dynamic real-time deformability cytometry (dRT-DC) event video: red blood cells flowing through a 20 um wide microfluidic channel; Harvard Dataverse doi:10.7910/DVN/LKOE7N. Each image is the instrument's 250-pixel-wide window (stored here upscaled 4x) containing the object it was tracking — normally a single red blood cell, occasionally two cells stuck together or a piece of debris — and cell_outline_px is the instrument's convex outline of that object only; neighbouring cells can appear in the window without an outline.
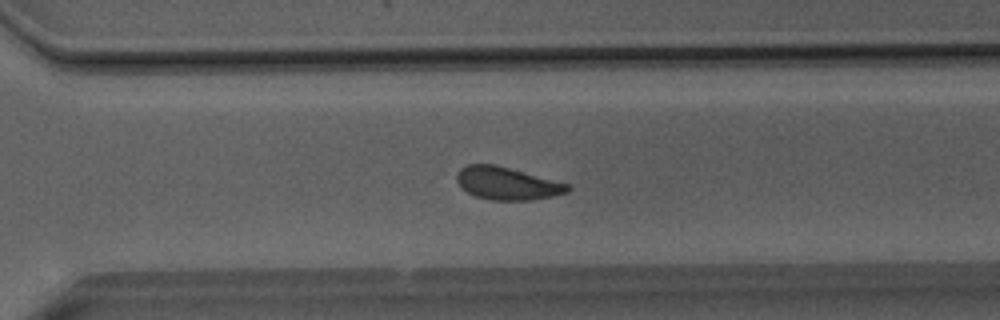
{"species": "Egyptian fruit bat (a non-hibernating species)", "species_latin": "Rousettus aegyptiacus", "temperature_condition": "room temperature", "stored_images_in_passage": 50, "camera_frame_rate_fps": 3000, "um_per_image_px": 0.085, "animal": {"sex": "male"}, "frame": {"image": 1, "passage_image": 36, "time_ms": 11.667, "image_size_px": [1000, 320], "cell_outline_px": [[572, 188], [568, 192], [552, 196], [532, 200], [488, 200], [476, 196], [460, 188], [456, 180], [456, 176], [460, 168], [468, 164], [496, 164], [572, 184]], "centroid_in_image_um": [43.13, 15.58], "position_along_channel_um": 327.5, "area_um2": 21.5}}
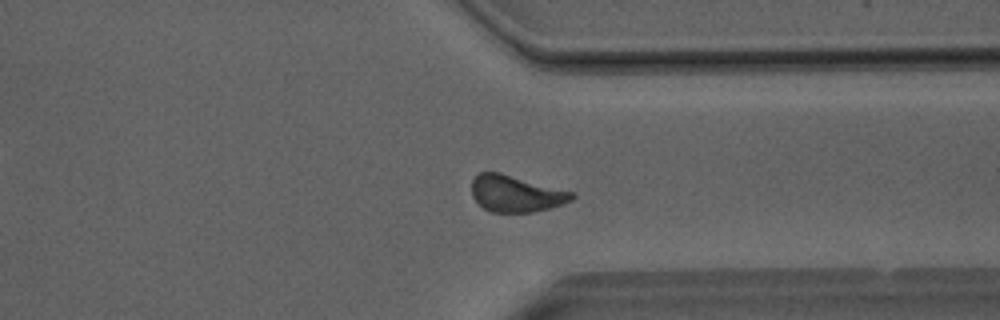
{"frame": {"image": 2, "passage_image": 39, "time_ms": 12.667, "image_size_px": [1000, 320], "cell_outline_px": [[576, 196], [572, 200], [548, 208], [532, 212], [492, 212], [484, 208], [472, 196], [472, 180], [480, 172], [500, 172], [576, 192]], "centroid_in_image_um": [43.87, 16.44], "position_along_channel_um": 367.5, "area_um2": 21.33}}
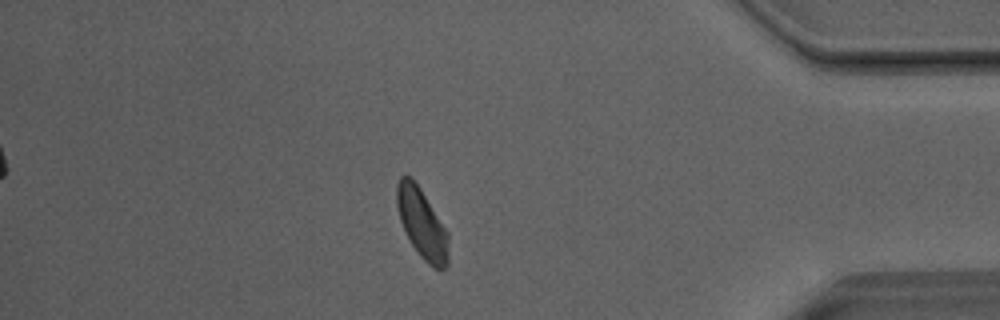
{"frame": {"image": 3, "passage_image": 44, "time_ms": 14.333, "image_size_px": [1000, 320], "cell_outline_px": [[448, 264], [444, 268], [432, 268], [420, 256], [412, 244], [400, 220], [396, 204], [396, 184], [400, 176], [408, 176], [420, 188], [448, 232]], "centroid_in_image_um": [35.86, 19.01], "position_along_channel_um": 399.3, "area_um2": 20.69}, "authors_computed_cell_mechanics": {"area_um2": 21.8195, "velocity_mm_per_s": 4.0112, "shape_relaxation_time_tau1_ms": 3.3486, "shape_relaxation_time_tau2_ms": 1.4042, "deformation_change_tau1": 0.0801, "deformation_change_tau2": 0.0587}}